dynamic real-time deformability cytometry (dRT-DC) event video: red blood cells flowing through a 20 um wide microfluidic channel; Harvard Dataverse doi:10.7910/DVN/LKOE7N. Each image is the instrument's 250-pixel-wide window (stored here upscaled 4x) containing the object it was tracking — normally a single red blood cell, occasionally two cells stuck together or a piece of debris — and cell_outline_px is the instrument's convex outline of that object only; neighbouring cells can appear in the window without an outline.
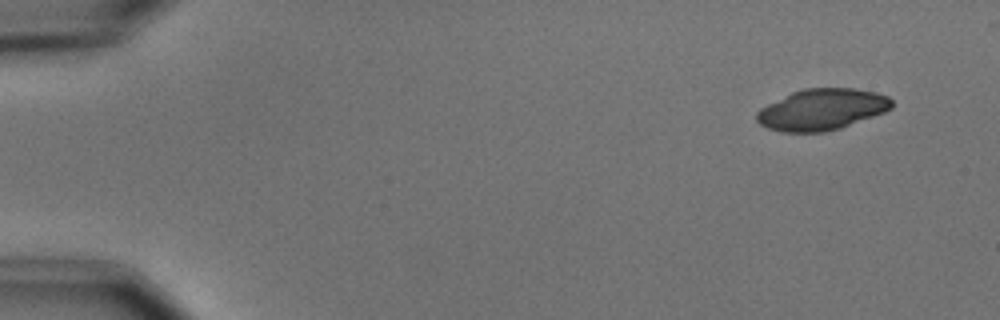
{"species": "common noctule bat (a hibernating species)", "species_latin": "Nyctalus noctula", "temperature_condition": "cold", "stored_images_in_passage": 5, "camera_frame_rate_fps": 3000, "um_per_image_px": 0.085, "animal": {"sex": "male", "body_mass_g": 15.6}, "frame": {"image": 1, "passage_image": 1, "time_ms": 0.0, "image_size_px": [1000, 320], "cell_outline_px": [[892, 108], [884, 112], [840, 128], [824, 132], [780, 132], [768, 128], [760, 124], [756, 120], [756, 112], [760, 108], [792, 92], [804, 88], [856, 88], [876, 92], [888, 96], [892, 100]], "centroid_in_image_um": [69.85, 9.3], "position_along_channel_um": 15.1, "area_um2": 32.43}}